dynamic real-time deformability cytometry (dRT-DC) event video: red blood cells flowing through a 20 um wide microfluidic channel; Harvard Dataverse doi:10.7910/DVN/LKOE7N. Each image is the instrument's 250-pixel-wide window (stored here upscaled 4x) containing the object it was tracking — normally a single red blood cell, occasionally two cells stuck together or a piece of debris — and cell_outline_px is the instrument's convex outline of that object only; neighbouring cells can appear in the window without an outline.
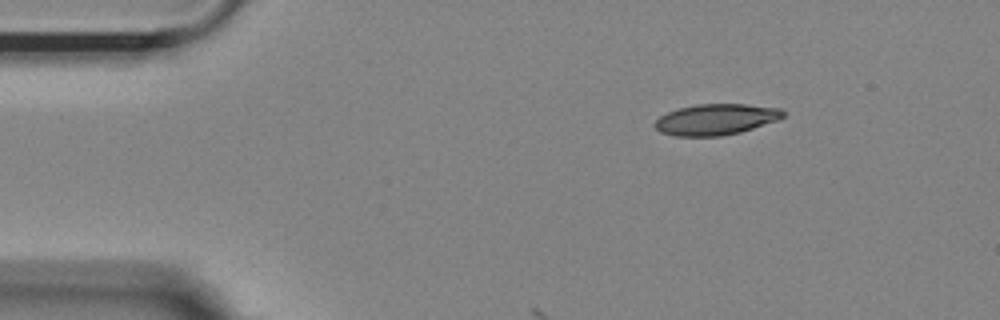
{"species": "Egyptian fruit bat (a non-hibernating species)", "species_latin": "Rousettus aegyptiacus", "temperature_condition": "room temperature", "stored_images_in_passage": 8, "camera_frame_rate_fps": 3000, "um_per_image_px": 0.085, "animal": {"sex": "female"}, "frame": {"image": 1, "passage_image": 1, "time_ms": 0.0, "image_size_px": [1000, 320], "cell_outline_px": [[784, 116], [780, 120], [740, 132], [720, 136], [676, 136], [660, 132], [652, 124], [660, 116], [668, 112], [680, 108], [696, 104], [744, 104], [780, 108], [784, 112]], "centroid_in_image_um": [60.86, 10.15], "position_along_channel_um": 24.1, "area_um2": 23.18}}